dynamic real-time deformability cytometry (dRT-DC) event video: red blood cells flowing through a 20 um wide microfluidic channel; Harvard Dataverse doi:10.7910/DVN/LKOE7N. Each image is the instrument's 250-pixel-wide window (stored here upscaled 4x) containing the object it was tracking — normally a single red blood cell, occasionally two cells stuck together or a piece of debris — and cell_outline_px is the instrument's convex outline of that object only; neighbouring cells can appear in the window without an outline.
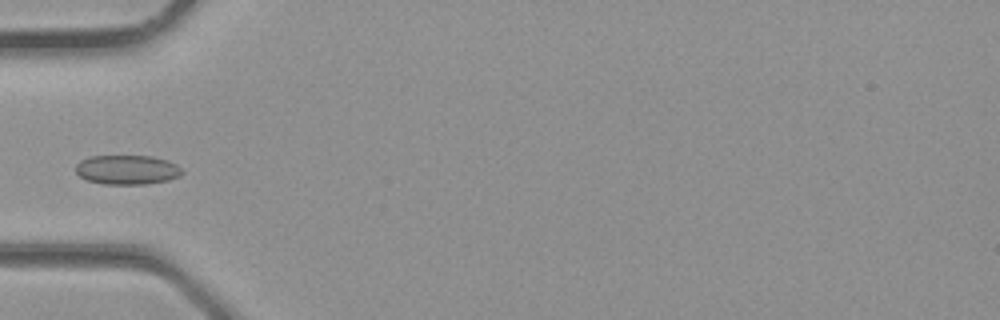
{"species": "common noctule bat (a hibernating species)", "species_latin": "Nyctalus noctula", "temperature_condition": "room temperature", "stored_images_in_passage": 31, "camera_frame_rate_fps": 3000, "um_per_image_px": 0.085, "animal": {"sex": "male", "body_mass_g": 23.1, "forearm_length_mm": 52.7}, "frame": {"image": 1, "passage_image": 8, "time_ms": 2.333, "image_size_px": [1000, 320], "cell_outline_px": [[184, 172], [180, 176], [168, 180], [144, 184], [104, 184], [88, 180], [80, 176], [76, 172], [76, 164], [80, 160], [88, 156], [152, 156], [168, 160], [176, 164]], "centroid_in_image_um": [10.81, 14.42], "position_along_channel_um": 74.2, "area_um2": 18.26}}
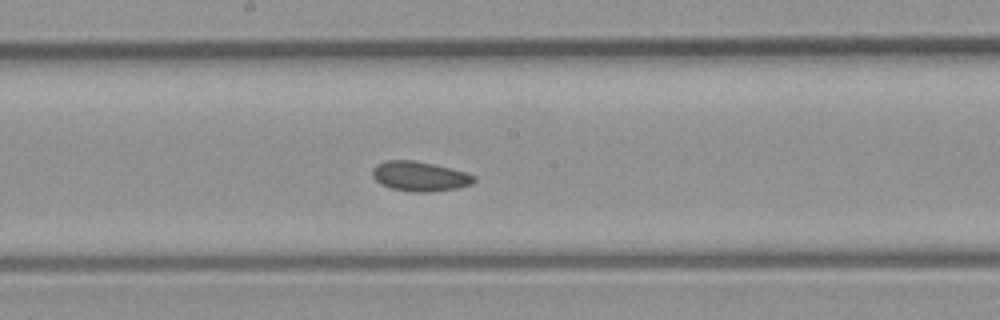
{"frame": {"image": 2, "passage_image": 15, "time_ms": 4.667, "image_size_px": [1000, 320], "cell_outline_px": [[476, 180], [472, 184], [456, 188], [428, 192], [412, 192], [392, 188], [380, 184], [372, 176], [372, 168], [376, 164], [384, 160], [416, 160], [436, 164], [464, 172], [476, 176]], "centroid_in_image_um": [35.65, 14.97], "position_along_channel_um": 212.5, "area_um2": 17.74}}
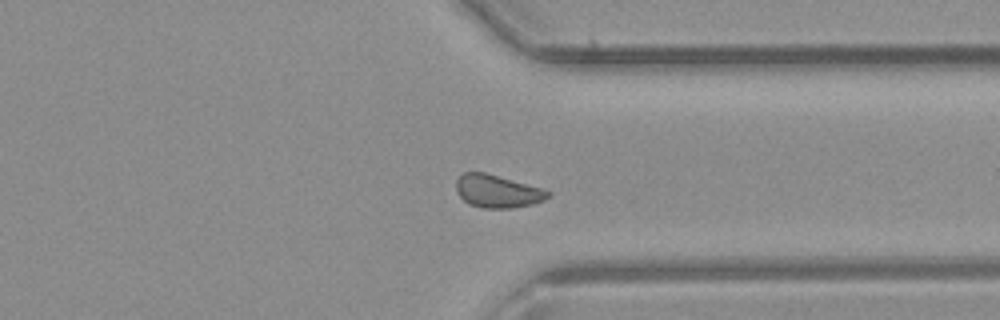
{"frame": {"image": 3, "passage_image": 23, "time_ms": 7.333, "image_size_px": [1000, 320], "cell_outline_px": [[552, 192], [544, 200], [532, 204], [512, 208], [480, 208], [468, 204], [456, 192], [456, 180], [464, 172], [484, 172], [544, 188]], "centroid_in_image_um": [42.28, 16.26], "position_along_channel_um": 369.1, "area_um2": 17.69}}